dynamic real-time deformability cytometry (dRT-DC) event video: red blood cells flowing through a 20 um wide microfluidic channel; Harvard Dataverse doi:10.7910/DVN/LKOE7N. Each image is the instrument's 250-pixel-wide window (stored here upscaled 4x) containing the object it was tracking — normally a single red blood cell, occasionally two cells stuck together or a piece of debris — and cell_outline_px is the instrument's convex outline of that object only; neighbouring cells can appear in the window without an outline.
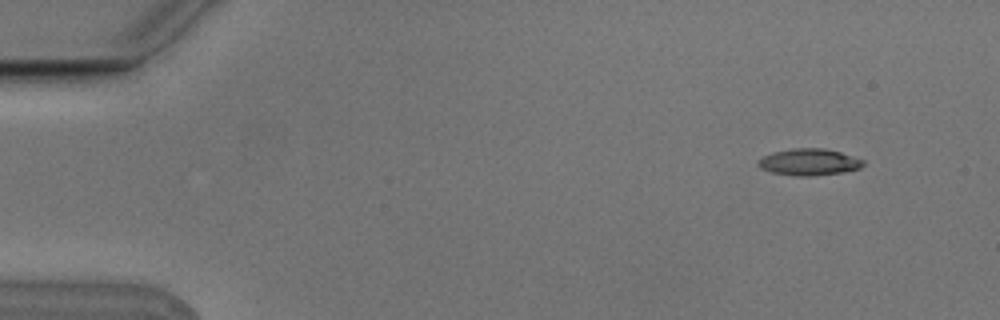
{"species": "Egyptian fruit bat (a non-hibernating species)", "species_latin": "Rousettus aegyptiacus", "temperature_condition": "cold", "stored_images_in_passage": 6, "segment_of_instrument_passage": [2, 2], "camera_frame_rate_fps": 3000, "um_per_image_px": 0.085, "animal": {"sex": "male"}, "frame": {"image": 1, "passage_image": 6, "time_ms": 1.667, "image_size_px": [1000, 320], "cell_outline_px": [[864, 164], [860, 168], [840, 172], [812, 176], [796, 176], [772, 172], [760, 168], [756, 164], [756, 160], [772, 152], [792, 148], [824, 148], [840, 152], [864, 160]], "centroid_in_image_um": [68.72, 13.77], "position_along_channel_um": 16.3, "area_um2": 16.3}}